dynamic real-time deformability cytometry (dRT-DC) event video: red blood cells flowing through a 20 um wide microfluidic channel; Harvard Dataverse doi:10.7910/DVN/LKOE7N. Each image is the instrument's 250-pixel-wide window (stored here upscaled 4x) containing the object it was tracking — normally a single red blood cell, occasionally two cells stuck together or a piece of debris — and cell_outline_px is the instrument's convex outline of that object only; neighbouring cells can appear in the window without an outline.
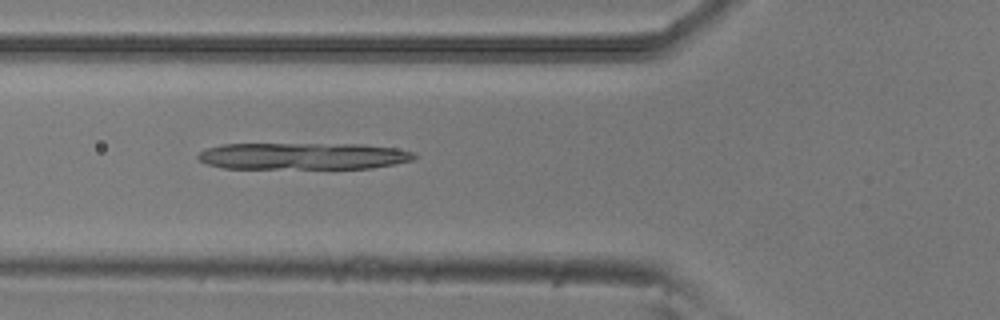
{"species": "common noctule bat (a hibernating species)", "species_latin": "Nyctalus noctula", "temperature_condition": "room temperature", "stored_images_in_passage": 6, "camera_frame_rate_fps": 3000, "um_per_image_px": 0.085, "animal": {"sex": "male", "body_mass_g": 20.5, "forearm_length_mm": 52.5}, "frame": {"image": 1, "passage_image": 6, "time_ms": 1.667, "image_size_px": [1000, 320], "cell_outline_px": [[416, 156], [412, 160], [372, 168], [224, 168], [208, 164], [200, 160], [196, 156], [200, 152], [208, 148], [220, 144], [364, 144], [396, 148], [412, 152]], "centroid_in_image_um": [25.75, 13.26], "position_along_channel_um": 100.1, "area_um2": 33.58}}